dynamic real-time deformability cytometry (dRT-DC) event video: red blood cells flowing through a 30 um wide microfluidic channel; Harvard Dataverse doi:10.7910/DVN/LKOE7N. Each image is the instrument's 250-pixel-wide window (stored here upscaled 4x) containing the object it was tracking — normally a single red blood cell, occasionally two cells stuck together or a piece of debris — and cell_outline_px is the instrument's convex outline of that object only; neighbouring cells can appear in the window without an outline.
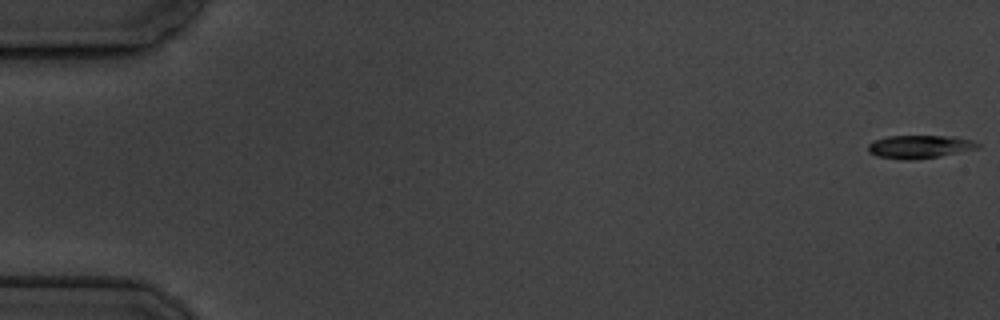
{"species": "common noctule bat (a hibernating species)", "species_latin": "Nyctalus noctula", "temperature_condition": "cold", "stored_images_in_passage": 5, "camera_frame_rate_fps": 3000, "um_per_image_px": 0.085, "animal": {"sex": "male", "body_mass_g": 19.5, "forearm_length_mm": 54.6}, "frame": {"image": 1, "passage_image": 1, "time_ms": 0.0, "image_size_px": [1000, 320], "cell_outline_px": [[980, 144], [976, 148], [940, 156], [916, 160], [908, 160], [876, 156], [868, 152], [868, 144], [872, 140], [888, 136], [952, 136], [972, 140]], "centroid_in_image_um": [78.1, 12.47], "position_along_channel_um": 6.9, "area_um2": 14.74}}
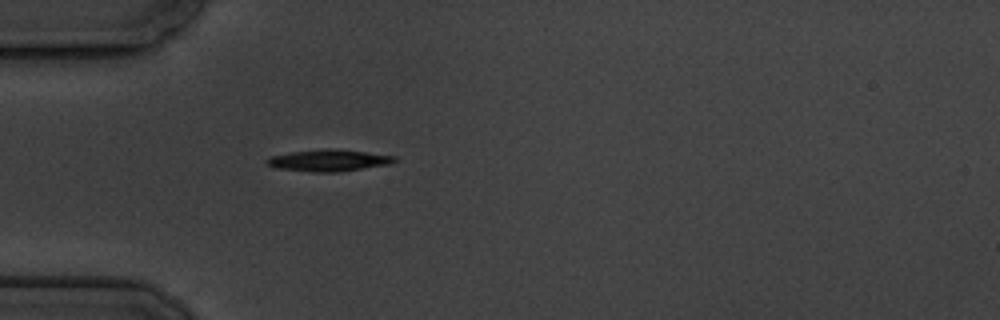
{"frame": {"image": 2, "passage_image": 5, "time_ms": 5.667, "image_size_px": [1000, 320], "cell_outline_px": [[396, 160], [388, 164], [336, 172], [312, 172], [276, 168], [268, 164], [268, 160], [272, 156], [292, 152], [324, 148], [336, 148], [396, 156]], "centroid_in_image_um": [27.96, 13.62], "position_along_channel_um": 57.0, "area_um2": 15.9}}